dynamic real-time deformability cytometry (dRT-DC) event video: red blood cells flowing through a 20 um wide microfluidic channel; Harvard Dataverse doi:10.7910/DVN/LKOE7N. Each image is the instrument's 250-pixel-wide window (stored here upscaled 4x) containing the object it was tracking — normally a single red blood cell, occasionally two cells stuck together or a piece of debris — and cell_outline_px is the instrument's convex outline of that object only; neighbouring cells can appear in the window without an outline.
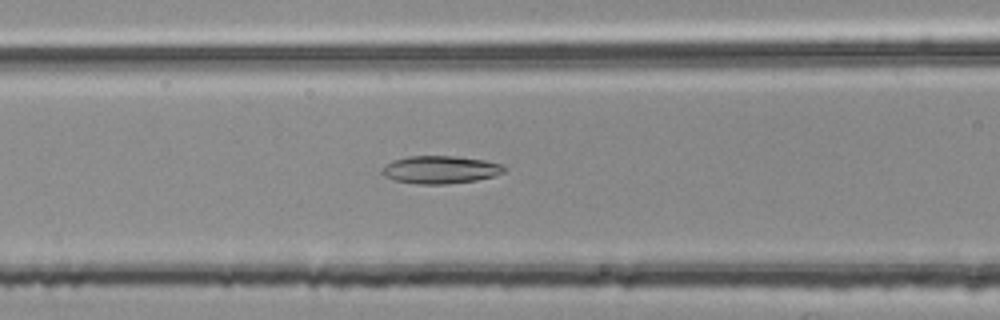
{"species": "common noctule bat (a hibernating species)", "species_latin": "Nyctalus noctula", "temperature_condition": "room temperature", "stored_images_in_passage": 42, "camera_frame_rate_fps": 3000, "um_per_image_px": 0.085, "animal": {"sex": "female", "body_mass_g": 25.1}, "frame": {"image": 1, "passage_image": 10, "time_ms": 3.0, "image_size_px": [1000, 320], "cell_outline_px": [[508, 168], [504, 172], [496, 176], [476, 180], [444, 184], [416, 184], [396, 180], [384, 176], [380, 172], [380, 168], [392, 160], [408, 156], [456, 156], [484, 160], [504, 164]], "centroid_in_image_um": [37.44, 14.41], "position_along_channel_um": 129.2, "area_um2": 20.0}}
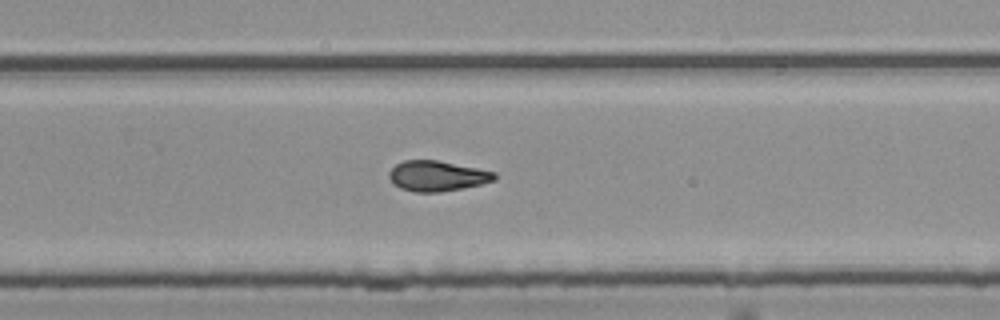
{"frame": {"image": 2, "passage_image": 23, "time_ms": 7.333, "image_size_px": [1000, 320], "cell_outline_px": [[496, 180], [464, 188], [440, 192], [416, 192], [400, 188], [388, 176], [388, 172], [396, 164], [404, 160], [436, 160], [496, 172]], "centroid_in_image_um": [37.16, 14.96], "position_along_channel_um": 292.6, "area_um2": 18.5}}
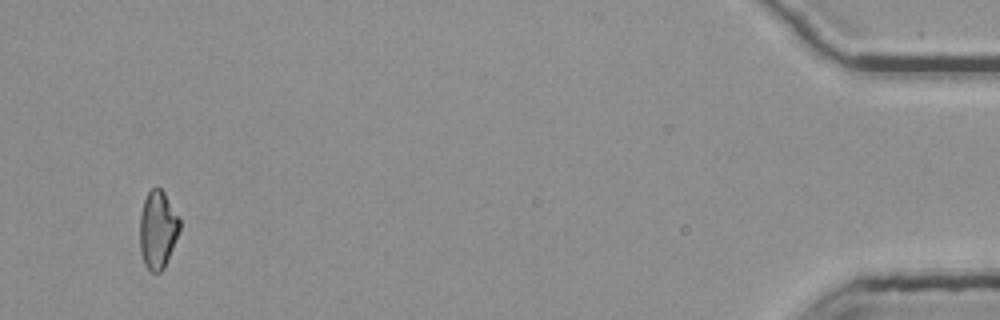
{"frame": {"image": 3, "passage_image": 40, "time_ms": 13.0, "image_size_px": [1000, 320], "cell_outline_px": [[180, 228], [164, 268], [160, 272], [152, 272], [144, 264], [140, 252], [140, 212], [144, 200], [148, 192], [156, 184], [164, 192], [180, 220]], "centroid_in_image_um": [13.38, 19.5], "position_along_channel_um": 421.8, "area_um2": 17.98}, "authors_computed_cell_mechanics": {"area_um2": 18.496, "velocity_mm_per_s": 3.7839, "shape_relaxation_time_tau1_ms": 6.6138, "shape_relaxation_time_tau2_ms": 4.9458, "deformation_change_tau1": 0.1908, "deformation_change_tau2": 0.1254}}